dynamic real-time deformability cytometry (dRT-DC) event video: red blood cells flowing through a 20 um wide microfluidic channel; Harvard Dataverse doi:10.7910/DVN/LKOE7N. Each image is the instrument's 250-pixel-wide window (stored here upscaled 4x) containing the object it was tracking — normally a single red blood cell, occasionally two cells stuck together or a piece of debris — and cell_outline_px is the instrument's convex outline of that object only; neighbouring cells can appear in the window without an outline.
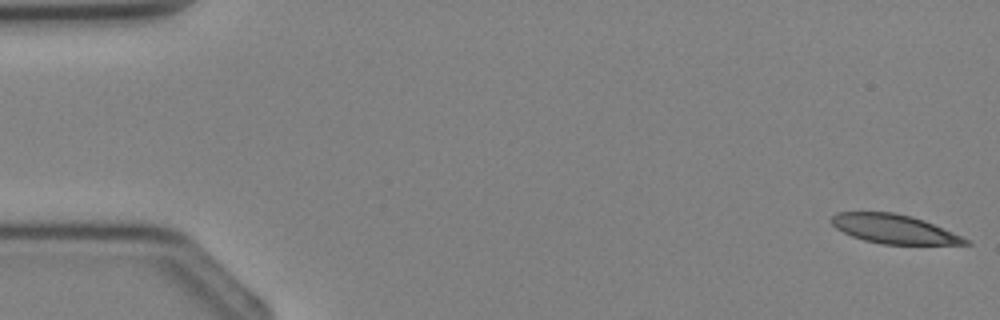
{"species": "Egyptian fruit bat (a non-hibernating species)", "species_latin": "Rousettus aegyptiacus", "temperature_condition": "cold", "stored_images_in_passage": 4, "segment_of_instrument_passage": [2, 2], "camera_frame_rate_fps": 3000, "um_per_image_px": 0.085, "animal": {"sex": "female"}, "frame": {"image": 1, "passage_image": 4, "time_ms": 3.667, "image_size_px": [1000, 320], "cell_outline_px": [[972, 244], [880, 244], [864, 240], [852, 236], [836, 228], [832, 224], [832, 216], [836, 212], [892, 212], [912, 216], [924, 220], [960, 236], [968, 240]], "centroid_in_image_um": [75.95, 19.46], "position_along_channel_um": 9.1, "area_um2": 22.31}}